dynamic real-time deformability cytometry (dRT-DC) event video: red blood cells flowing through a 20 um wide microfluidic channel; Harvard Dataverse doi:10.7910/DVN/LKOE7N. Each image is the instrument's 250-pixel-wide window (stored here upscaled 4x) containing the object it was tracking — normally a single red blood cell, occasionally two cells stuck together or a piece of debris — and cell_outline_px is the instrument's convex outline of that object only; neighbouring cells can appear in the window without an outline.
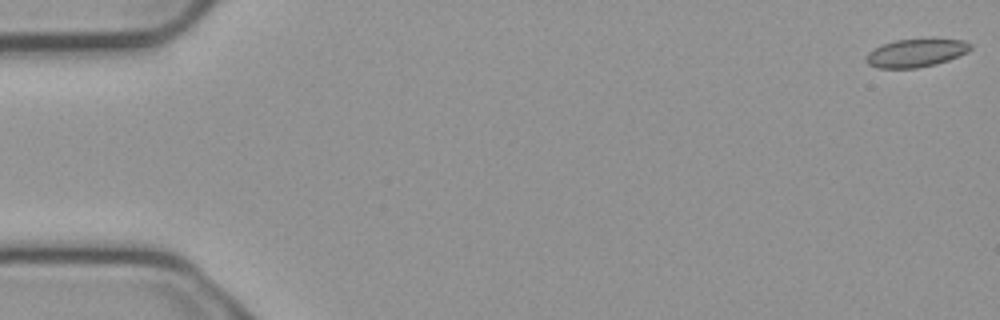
{"species": "common noctule bat (a hibernating species)", "species_latin": "Nyctalus noctula", "temperature_condition": "cold", "stored_images_in_passage": 5, "camera_frame_rate_fps": 3000, "um_per_image_px": 0.085, "animal": {"sex": "male", "body_mass_g": 23.1, "forearm_length_mm": 52.7}, "frame": {"image": 1, "passage_image": 1, "time_ms": 0.0, "image_size_px": [1000, 320], "cell_outline_px": [[972, 48], [968, 52], [948, 60], [936, 64], [916, 68], [880, 68], [868, 64], [864, 60], [868, 52], [884, 44], [896, 40], [964, 40], [972, 44]], "centroid_in_image_um": [77.86, 4.52], "position_along_channel_um": 7.1, "area_um2": 16.76}}
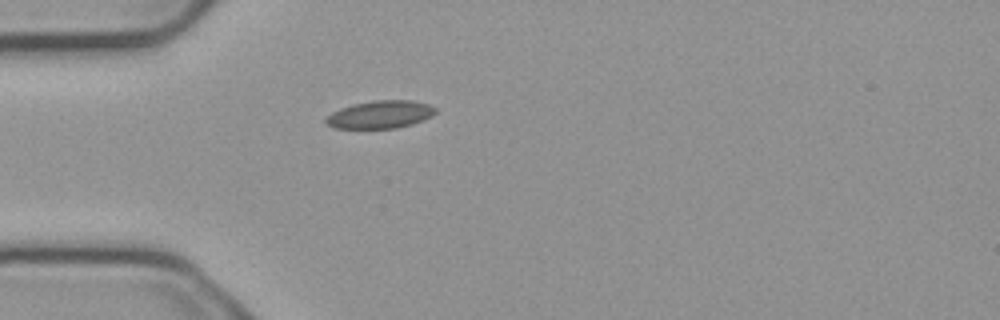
{"frame": {"image": 2, "passage_image": 5, "time_ms": 1.333, "image_size_px": [1000, 320], "cell_outline_px": [[436, 112], [432, 116], [424, 120], [412, 124], [396, 128], [336, 128], [328, 124], [324, 120], [332, 112], [340, 108], [352, 104], [372, 100], [412, 100], [428, 104], [436, 108]], "centroid_in_image_um": [32.34, 9.72], "position_along_channel_um": 52.7, "area_um2": 17.74}}